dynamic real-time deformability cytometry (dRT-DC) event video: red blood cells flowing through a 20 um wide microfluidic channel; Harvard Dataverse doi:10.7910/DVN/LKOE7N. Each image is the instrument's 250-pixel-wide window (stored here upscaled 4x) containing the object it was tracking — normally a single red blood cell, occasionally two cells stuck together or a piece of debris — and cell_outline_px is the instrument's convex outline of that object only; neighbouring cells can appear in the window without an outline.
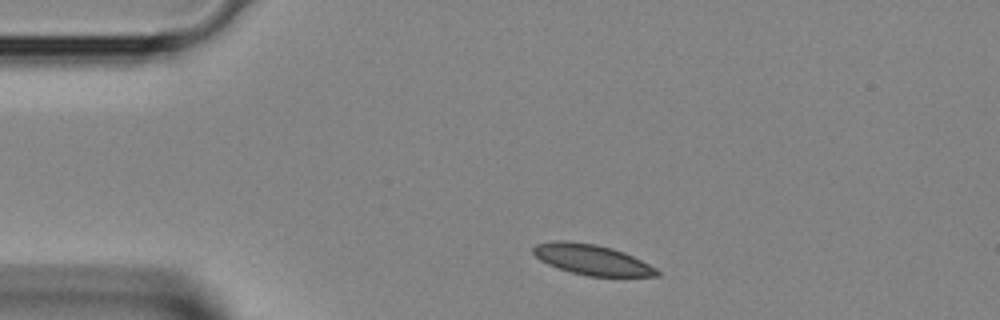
{"species": "Egyptian fruit bat (a non-hibernating species)", "species_latin": "Rousettus aegyptiacus", "temperature_condition": "room temperature", "stored_images_in_passage": 4, "camera_frame_rate_fps": 3000, "um_per_image_px": 0.085, "animal": {"sex": "female"}, "frame": {"image": 1, "passage_image": 1, "time_ms": 0.0, "image_size_px": [1000, 320], "cell_outline_px": [[660, 276], [588, 276], [572, 272], [548, 264], [540, 260], [532, 252], [532, 248], [536, 244], [552, 240], [568, 240], [596, 244], [612, 248], [624, 252], [656, 268], [660, 272]], "centroid_in_image_um": [50.28, 22.05], "position_along_channel_um": 34.7, "area_um2": 21.85}}
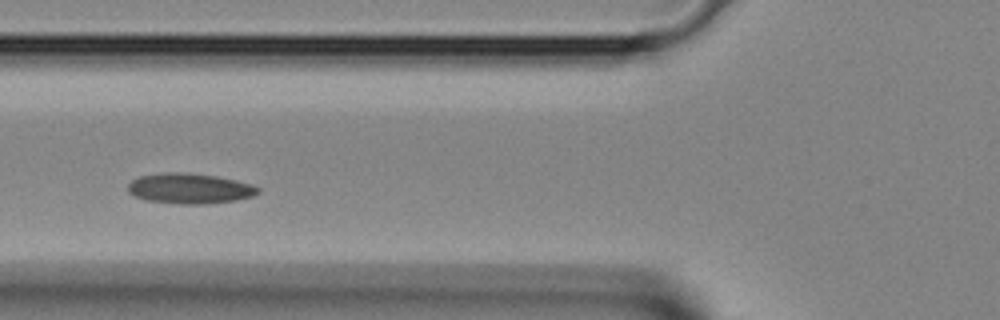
{"frame": {"image": 2, "passage_image": 3, "time_ms": 0.667, "image_size_px": [1000, 320], "cell_outline_px": [[260, 192], [252, 196], [236, 200], [204, 204], [180, 204], [144, 200], [128, 192], [128, 184], [132, 180], [140, 176], [164, 172], [184, 172], [216, 176], [236, 180], [252, 184], [260, 188]], "centroid_in_image_um": [16.12, 16.02], "position_along_channel_um": 109.7, "area_um2": 23.06}}
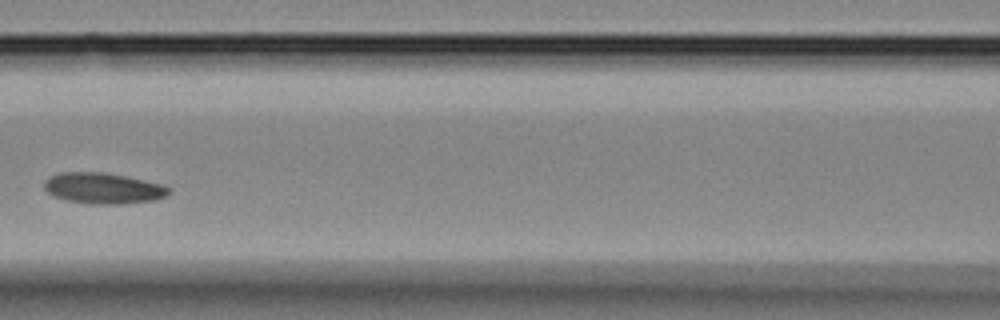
{"frame": {"image": 3, "passage_image": 4, "time_ms": 1.0, "image_size_px": [1000, 320], "cell_outline_px": [[172, 192], [168, 196], [152, 200], [116, 204], [88, 204], [64, 200], [48, 192], [44, 188], [44, 184], [52, 176], [64, 172], [104, 172], [144, 180], [160, 184], [172, 188]], "centroid_in_image_um": [8.81, 16.01], "position_along_channel_um": 157.8, "area_um2": 22.25}}